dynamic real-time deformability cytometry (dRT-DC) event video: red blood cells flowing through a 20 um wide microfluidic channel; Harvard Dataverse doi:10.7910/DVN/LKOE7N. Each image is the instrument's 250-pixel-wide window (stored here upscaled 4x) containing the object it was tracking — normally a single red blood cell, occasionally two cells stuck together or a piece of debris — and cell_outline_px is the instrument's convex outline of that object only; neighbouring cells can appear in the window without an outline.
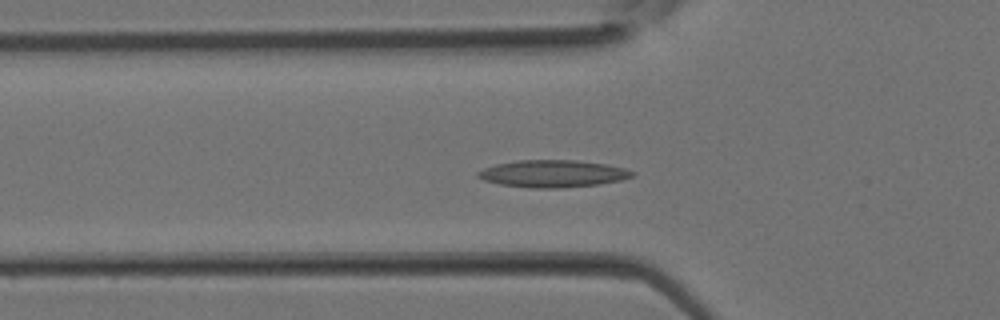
{"species": "Egyptian fruit bat (a non-hibernating species)", "species_latin": "Rousettus aegyptiacus", "temperature_condition": "room temperature", "stored_images_in_passage": 37, "segment_of_instrument_passage": [1, 2], "camera_frame_rate_fps": 3000, "um_per_image_px": 0.085, "animal": {"sex": "female"}, "frame": {"image": 1, "passage_image": 12, "time_ms": 3.667, "image_size_px": [1000, 320], "cell_outline_px": [[636, 172], [632, 176], [620, 180], [596, 184], [560, 188], [532, 188], [500, 184], [484, 180], [476, 176], [476, 172], [484, 168], [496, 164], [520, 160], [576, 160], [608, 164], [624, 168]], "centroid_in_image_um": [46.97, 14.75], "position_along_channel_um": 78.8, "area_um2": 24.33}}
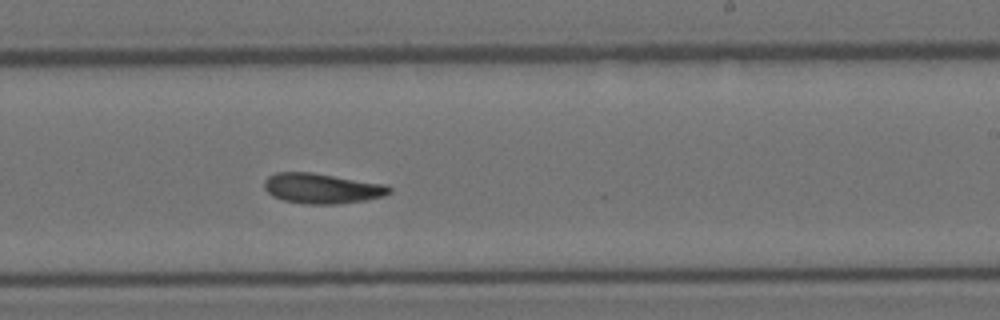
{"frame": {"image": 2, "passage_image": 22, "time_ms": 7.0, "image_size_px": [1000, 320], "cell_outline_px": [[392, 192], [384, 196], [364, 200], [336, 204], [304, 204], [284, 200], [272, 196], [264, 188], [264, 180], [268, 176], [276, 172], [312, 172], [388, 184], [392, 188]], "centroid_in_image_um": [27.39, 16.0], "position_along_channel_um": 261.6, "area_um2": 22.25}}
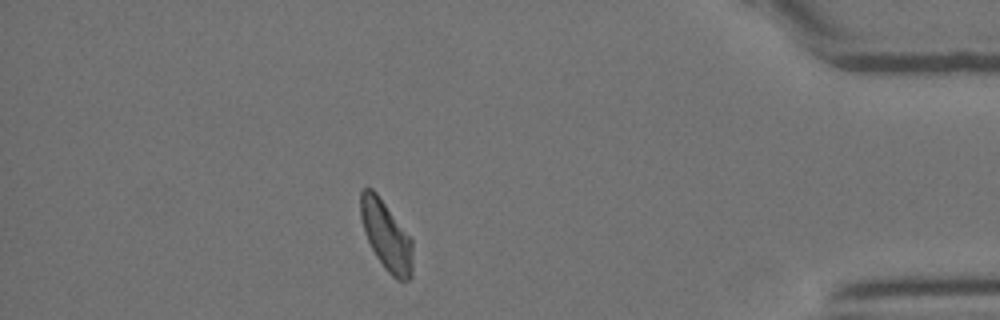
{"frame": {"image": 3, "passage_image": 32, "time_ms": 10.333, "image_size_px": [1000, 320], "cell_outline_px": [[412, 276], [408, 280], [396, 280], [384, 268], [376, 256], [364, 232], [360, 216], [360, 192], [364, 188], [372, 188], [376, 192], [412, 240]], "centroid_in_image_um": [32.82, 20.04], "position_along_channel_um": 402.4, "area_um2": 20.81}}